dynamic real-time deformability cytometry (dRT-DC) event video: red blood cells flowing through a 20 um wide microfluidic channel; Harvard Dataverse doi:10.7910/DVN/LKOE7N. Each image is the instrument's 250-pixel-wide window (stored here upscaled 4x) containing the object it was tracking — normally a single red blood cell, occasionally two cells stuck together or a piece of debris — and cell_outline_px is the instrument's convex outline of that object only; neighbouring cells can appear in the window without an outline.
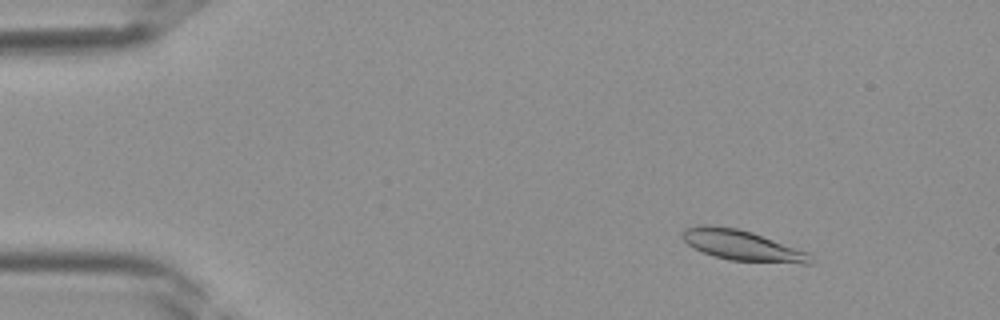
{"species": "Egyptian fruit bat (a non-hibernating species)", "species_latin": "Rousettus aegyptiacus", "temperature_condition": "room temperature", "stored_images_in_passage": 12, "camera_frame_rate_fps": 3000, "um_per_image_px": 0.085, "frame": {"image": 1, "passage_image": 6, "time_ms": 1.667, "image_size_px": [1000, 320], "cell_outline_px": [[812, 264], [804, 264], [728, 260], [704, 252], [688, 244], [680, 236], [684, 228], [696, 224], [708, 224], [736, 228], [752, 232], [808, 252], [812, 256]], "centroid_in_image_um": [63.07, 20.85], "position_along_channel_um": 21.9, "area_um2": 22.77}}